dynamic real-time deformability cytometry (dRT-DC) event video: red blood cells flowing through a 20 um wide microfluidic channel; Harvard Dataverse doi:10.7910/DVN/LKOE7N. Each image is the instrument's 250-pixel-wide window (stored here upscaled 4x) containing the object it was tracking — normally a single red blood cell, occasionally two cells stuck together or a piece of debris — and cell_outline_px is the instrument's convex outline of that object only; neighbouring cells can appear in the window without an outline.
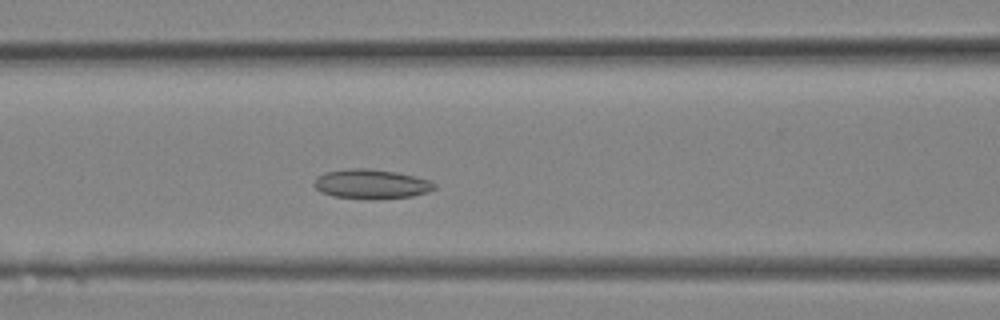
{"species": "Egyptian fruit bat (a non-hibernating species)", "species_latin": "Rousettus aegyptiacus", "temperature_condition": "room temperature", "stored_images_in_passage": 12, "camera_frame_rate_fps": 3000, "um_per_image_px": 0.085, "animal": {"sex": "female"}, "frame": {"image": 1, "passage_image": 10, "time_ms": 3.0, "image_size_px": [1000, 320], "cell_outline_px": [[436, 188], [428, 192], [412, 196], [332, 196], [320, 192], [312, 184], [316, 176], [324, 172], [348, 168], [368, 168], [396, 172], [432, 180], [436, 184]], "centroid_in_image_um": [31.53, 15.58], "position_along_channel_um": 135.1, "area_um2": 19.94}}
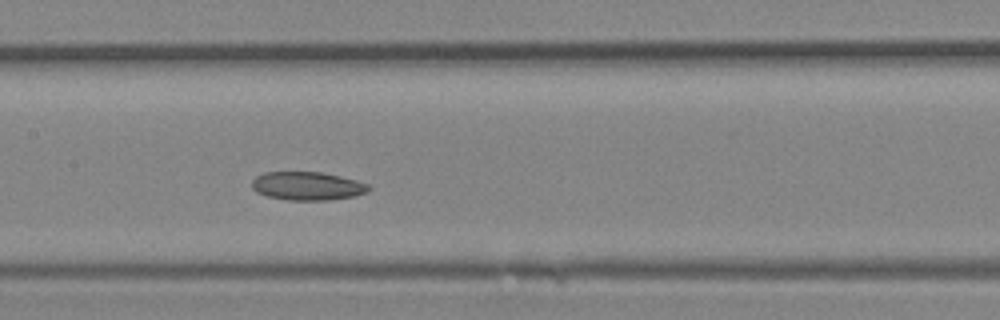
{"frame": {"image": 2, "passage_image": 12, "time_ms": 3.667, "image_size_px": [1000, 320], "cell_outline_px": [[372, 188], [368, 192], [356, 196], [324, 200], [288, 200], [268, 196], [256, 192], [252, 188], [252, 180], [256, 176], [264, 172], [320, 172], [340, 176], [356, 180], [368, 184]], "centroid_in_image_um": [26.14, 15.81], "position_along_channel_um": 181.3, "area_um2": 19.36}}